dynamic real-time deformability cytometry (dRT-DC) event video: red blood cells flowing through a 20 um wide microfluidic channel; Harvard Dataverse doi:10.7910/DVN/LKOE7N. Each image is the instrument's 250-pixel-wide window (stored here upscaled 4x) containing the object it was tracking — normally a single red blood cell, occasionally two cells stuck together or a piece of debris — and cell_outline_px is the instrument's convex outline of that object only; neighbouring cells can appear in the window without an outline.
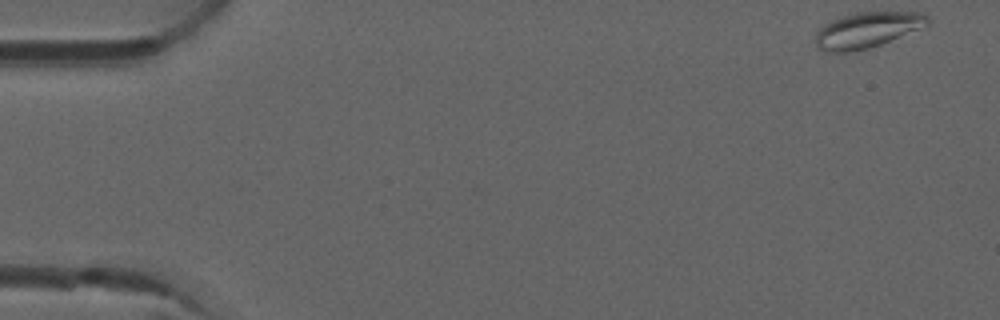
{"species": "common noctule bat (a hibernating species)", "species_latin": "Nyctalus noctula", "temperature_condition": "room temperature", "stored_images_in_passage": 52, "camera_frame_rate_fps": 3000, "um_per_image_px": 0.085, "animal": {"sex": "male", "forearm_length_mm": 52.5}, "frame": {"image": 1, "passage_image": 1, "time_ms": 0.0, "image_size_px": [1000, 320], "cell_outline_px": [[928, 24], [880, 44], [868, 48], [848, 52], [828, 52], [816, 48], [812, 40], [816, 32], [824, 24], [832, 20], [856, 12], [924, 12], [928, 16]], "centroid_in_image_um": [73.62, 2.55], "position_along_channel_um": 11.4, "area_um2": 23.12}}
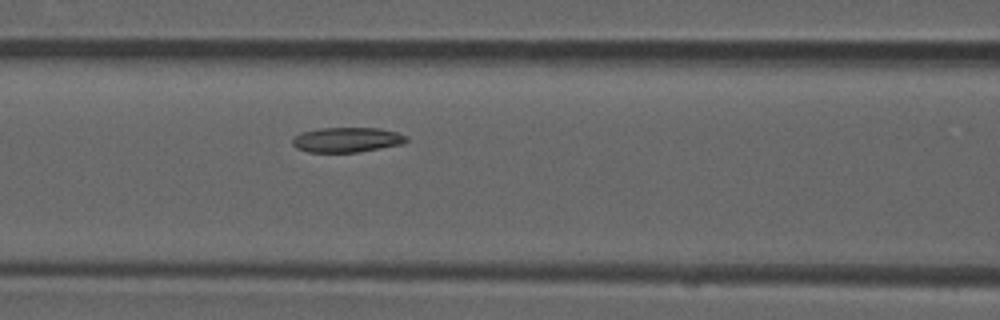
{"frame": {"image": 2, "passage_image": 21, "time_ms": 6.667, "image_size_px": [1000, 320], "cell_outline_px": [[408, 140], [404, 144], [356, 152], [308, 152], [296, 148], [292, 144], [292, 136], [300, 132], [320, 128], [380, 128], [396, 132], [408, 136]], "centroid_in_image_um": [29.47, 11.87], "position_along_channel_um": 137.1, "area_um2": 16.7}}
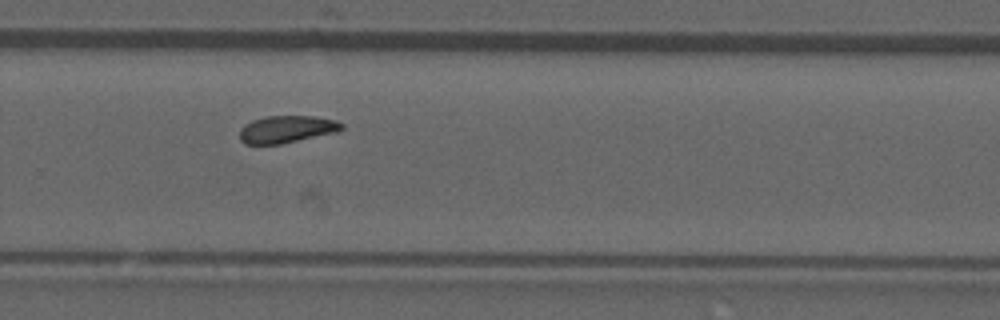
{"frame": {"image": 3, "passage_image": 34, "time_ms": 11.0, "image_size_px": [1000, 320], "cell_outline_px": [[344, 128], [340, 132], [280, 144], [244, 144], [240, 140], [240, 128], [244, 124], [252, 120], [268, 116], [312, 116], [336, 120], [344, 124]], "centroid_in_image_um": [24.4, 10.99], "position_along_channel_um": 305.4, "area_um2": 16.42}, "authors_computed_cell_mechanics": {"area_um2": 16.762, "velocity_mm_per_s": 3.8968, "shape_relaxation_time_tau1_ms": null, "shape_relaxation_time_tau2_ms": 3.1137, "deformation_change_tau1": null, "deformation_change_tau2": 0.0952}}